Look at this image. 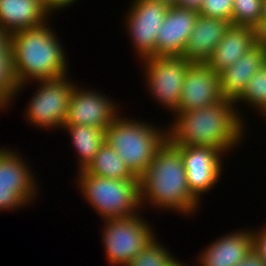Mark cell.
I'll use <instances>...</instances> for the list:
<instances>
[{
    "mask_svg": "<svg viewBox=\"0 0 266 266\" xmlns=\"http://www.w3.org/2000/svg\"><path fill=\"white\" fill-rule=\"evenodd\" d=\"M236 108L234 101L223 98L203 108L178 111L167 127V140L173 146L211 147L227 155L245 135L246 121Z\"/></svg>",
    "mask_w": 266,
    "mask_h": 266,
    "instance_id": "obj_1",
    "label": "cell"
},
{
    "mask_svg": "<svg viewBox=\"0 0 266 266\" xmlns=\"http://www.w3.org/2000/svg\"><path fill=\"white\" fill-rule=\"evenodd\" d=\"M139 192L143 211L145 203H148L159 210L169 209L189 217L201 207L202 200L188 186L180 149L168 140L156 151L152 162L139 178Z\"/></svg>",
    "mask_w": 266,
    "mask_h": 266,
    "instance_id": "obj_2",
    "label": "cell"
},
{
    "mask_svg": "<svg viewBox=\"0 0 266 266\" xmlns=\"http://www.w3.org/2000/svg\"><path fill=\"white\" fill-rule=\"evenodd\" d=\"M50 18L41 25L11 34L13 69L19 84L17 94L31 80L35 83L69 75L65 46L48 24Z\"/></svg>",
    "mask_w": 266,
    "mask_h": 266,
    "instance_id": "obj_3",
    "label": "cell"
},
{
    "mask_svg": "<svg viewBox=\"0 0 266 266\" xmlns=\"http://www.w3.org/2000/svg\"><path fill=\"white\" fill-rule=\"evenodd\" d=\"M122 116V117H121ZM119 115L105 129V142L112 147L138 179L167 140V128Z\"/></svg>",
    "mask_w": 266,
    "mask_h": 266,
    "instance_id": "obj_4",
    "label": "cell"
},
{
    "mask_svg": "<svg viewBox=\"0 0 266 266\" xmlns=\"http://www.w3.org/2000/svg\"><path fill=\"white\" fill-rule=\"evenodd\" d=\"M78 189L87 204L108 219L133 216L141 211L139 180L110 179L85 172H77Z\"/></svg>",
    "mask_w": 266,
    "mask_h": 266,
    "instance_id": "obj_5",
    "label": "cell"
},
{
    "mask_svg": "<svg viewBox=\"0 0 266 266\" xmlns=\"http://www.w3.org/2000/svg\"><path fill=\"white\" fill-rule=\"evenodd\" d=\"M102 245L108 264L127 266L155 237L154 229L141 213L130 217L104 220Z\"/></svg>",
    "mask_w": 266,
    "mask_h": 266,
    "instance_id": "obj_6",
    "label": "cell"
},
{
    "mask_svg": "<svg viewBox=\"0 0 266 266\" xmlns=\"http://www.w3.org/2000/svg\"><path fill=\"white\" fill-rule=\"evenodd\" d=\"M36 82L37 90L26 105V121L41 130L62 128L76 85L68 75Z\"/></svg>",
    "mask_w": 266,
    "mask_h": 266,
    "instance_id": "obj_7",
    "label": "cell"
},
{
    "mask_svg": "<svg viewBox=\"0 0 266 266\" xmlns=\"http://www.w3.org/2000/svg\"><path fill=\"white\" fill-rule=\"evenodd\" d=\"M140 62L145 68V84L149 94L175 115L179 111L186 70L192 62L182 56H155Z\"/></svg>",
    "mask_w": 266,
    "mask_h": 266,
    "instance_id": "obj_8",
    "label": "cell"
},
{
    "mask_svg": "<svg viewBox=\"0 0 266 266\" xmlns=\"http://www.w3.org/2000/svg\"><path fill=\"white\" fill-rule=\"evenodd\" d=\"M11 149V150H10ZM19 152L0 147V211L13 212L33 203L39 192L35 176ZM32 201V202H31ZM31 202V203H30Z\"/></svg>",
    "mask_w": 266,
    "mask_h": 266,
    "instance_id": "obj_9",
    "label": "cell"
},
{
    "mask_svg": "<svg viewBox=\"0 0 266 266\" xmlns=\"http://www.w3.org/2000/svg\"><path fill=\"white\" fill-rule=\"evenodd\" d=\"M123 21L138 60L155 57L156 38L168 5L157 0H133Z\"/></svg>",
    "mask_w": 266,
    "mask_h": 266,
    "instance_id": "obj_10",
    "label": "cell"
},
{
    "mask_svg": "<svg viewBox=\"0 0 266 266\" xmlns=\"http://www.w3.org/2000/svg\"><path fill=\"white\" fill-rule=\"evenodd\" d=\"M111 100L96 89H84L76 84L64 125H87L105 130L122 113L119 105Z\"/></svg>",
    "mask_w": 266,
    "mask_h": 266,
    "instance_id": "obj_11",
    "label": "cell"
},
{
    "mask_svg": "<svg viewBox=\"0 0 266 266\" xmlns=\"http://www.w3.org/2000/svg\"><path fill=\"white\" fill-rule=\"evenodd\" d=\"M177 147L183 156L190 191L200 200L218 184L224 156L211 147Z\"/></svg>",
    "mask_w": 266,
    "mask_h": 266,
    "instance_id": "obj_12",
    "label": "cell"
},
{
    "mask_svg": "<svg viewBox=\"0 0 266 266\" xmlns=\"http://www.w3.org/2000/svg\"><path fill=\"white\" fill-rule=\"evenodd\" d=\"M221 99L219 74L206 63H192L186 70L179 111L203 108Z\"/></svg>",
    "mask_w": 266,
    "mask_h": 266,
    "instance_id": "obj_13",
    "label": "cell"
},
{
    "mask_svg": "<svg viewBox=\"0 0 266 266\" xmlns=\"http://www.w3.org/2000/svg\"><path fill=\"white\" fill-rule=\"evenodd\" d=\"M199 12L169 6L156 38L155 56H182Z\"/></svg>",
    "mask_w": 266,
    "mask_h": 266,
    "instance_id": "obj_14",
    "label": "cell"
},
{
    "mask_svg": "<svg viewBox=\"0 0 266 266\" xmlns=\"http://www.w3.org/2000/svg\"><path fill=\"white\" fill-rule=\"evenodd\" d=\"M253 249L251 229L236 230L214 240L197 256L199 266H236Z\"/></svg>",
    "mask_w": 266,
    "mask_h": 266,
    "instance_id": "obj_15",
    "label": "cell"
},
{
    "mask_svg": "<svg viewBox=\"0 0 266 266\" xmlns=\"http://www.w3.org/2000/svg\"><path fill=\"white\" fill-rule=\"evenodd\" d=\"M231 25L224 19L199 15L182 57L192 63H206Z\"/></svg>",
    "mask_w": 266,
    "mask_h": 266,
    "instance_id": "obj_16",
    "label": "cell"
},
{
    "mask_svg": "<svg viewBox=\"0 0 266 266\" xmlns=\"http://www.w3.org/2000/svg\"><path fill=\"white\" fill-rule=\"evenodd\" d=\"M266 63V48L259 42L247 51L220 76V91L223 98L236 101L245 91L249 80Z\"/></svg>",
    "mask_w": 266,
    "mask_h": 266,
    "instance_id": "obj_17",
    "label": "cell"
},
{
    "mask_svg": "<svg viewBox=\"0 0 266 266\" xmlns=\"http://www.w3.org/2000/svg\"><path fill=\"white\" fill-rule=\"evenodd\" d=\"M257 43L256 29L231 25L206 64L214 72L220 74Z\"/></svg>",
    "mask_w": 266,
    "mask_h": 266,
    "instance_id": "obj_18",
    "label": "cell"
},
{
    "mask_svg": "<svg viewBox=\"0 0 266 266\" xmlns=\"http://www.w3.org/2000/svg\"><path fill=\"white\" fill-rule=\"evenodd\" d=\"M50 15L41 0H0V29L10 35L41 25Z\"/></svg>",
    "mask_w": 266,
    "mask_h": 266,
    "instance_id": "obj_19",
    "label": "cell"
},
{
    "mask_svg": "<svg viewBox=\"0 0 266 266\" xmlns=\"http://www.w3.org/2000/svg\"><path fill=\"white\" fill-rule=\"evenodd\" d=\"M78 155L77 172L84 170L105 143V130L87 125H63Z\"/></svg>",
    "mask_w": 266,
    "mask_h": 266,
    "instance_id": "obj_20",
    "label": "cell"
},
{
    "mask_svg": "<svg viewBox=\"0 0 266 266\" xmlns=\"http://www.w3.org/2000/svg\"><path fill=\"white\" fill-rule=\"evenodd\" d=\"M84 171L98 177L110 179L139 180L130 172L116 151L106 142Z\"/></svg>",
    "mask_w": 266,
    "mask_h": 266,
    "instance_id": "obj_21",
    "label": "cell"
},
{
    "mask_svg": "<svg viewBox=\"0 0 266 266\" xmlns=\"http://www.w3.org/2000/svg\"><path fill=\"white\" fill-rule=\"evenodd\" d=\"M18 82L13 69V54L10 47L0 57V110L11 106L17 96ZM15 97V98H14ZM11 103V104H10Z\"/></svg>",
    "mask_w": 266,
    "mask_h": 266,
    "instance_id": "obj_22",
    "label": "cell"
},
{
    "mask_svg": "<svg viewBox=\"0 0 266 266\" xmlns=\"http://www.w3.org/2000/svg\"><path fill=\"white\" fill-rule=\"evenodd\" d=\"M259 111L266 118V63L249 80L243 94L235 101V104L243 103Z\"/></svg>",
    "mask_w": 266,
    "mask_h": 266,
    "instance_id": "obj_23",
    "label": "cell"
},
{
    "mask_svg": "<svg viewBox=\"0 0 266 266\" xmlns=\"http://www.w3.org/2000/svg\"><path fill=\"white\" fill-rule=\"evenodd\" d=\"M263 0H233L232 25L258 30L261 27Z\"/></svg>",
    "mask_w": 266,
    "mask_h": 266,
    "instance_id": "obj_24",
    "label": "cell"
},
{
    "mask_svg": "<svg viewBox=\"0 0 266 266\" xmlns=\"http://www.w3.org/2000/svg\"><path fill=\"white\" fill-rule=\"evenodd\" d=\"M170 250L155 238L127 266H164L173 257Z\"/></svg>",
    "mask_w": 266,
    "mask_h": 266,
    "instance_id": "obj_25",
    "label": "cell"
},
{
    "mask_svg": "<svg viewBox=\"0 0 266 266\" xmlns=\"http://www.w3.org/2000/svg\"><path fill=\"white\" fill-rule=\"evenodd\" d=\"M233 0H203L199 14L204 17L224 19L232 24Z\"/></svg>",
    "mask_w": 266,
    "mask_h": 266,
    "instance_id": "obj_26",
    "label": "cell"
},
{
    "mask_svg": "<svg viewBox=\"0 0 266 266\" xmlns=\"http://www.w3.org/2000/svg\"><path fill=\"white\" fill-rule=\"evenodd\" d=\"M253 238V250L265 261L266 264V225L260 231L251 228Z\"/></svg>",
    "mask_w": 266,
    "mask_h": 266,
    "instance_id": "obj_27",
    "label": "cell"
},
{
    "mask_svg": "<svg viewBox=\"0 0 266 266\" xmlns=\"http://www.w3.org/2000/svg\"><path fill=\"white\" fill-rule=\"evenodd\" d=\"M45 9L53 14L56 11L65 9L66 7H70L69 5L74 4V2H78V0H41Z\"/></svg>",
    "mask_w": 266,
    "mask_h": 266,
    "instance_id": "obj_28",
    "label": "cell"
},
{
    "mask_svg": "<svg viewBox=\"0 0 266 266\" xmlns=\"http://www.w3.org/2000/svg\"><path fill=\"white\" fill-rule=\"evenodd\" d=\"M236 266H266L265 261L252 249V251Z\"/></svg>",
    "mask_w": 266,
    "mask_h": 266,
    "instance_id": "obj_29",
    "label": "cell"
},
{
    "mask_svg": "<svg viewBox=\"0 0 266 266\" xmlns=\"http://www.w3.org/2000/svg\"><path fill=\"white\" fill-rule=\"evenodd\" d=\"M258 42L266 48V0H263L261 27L257 30Z\"/></svg>",
    "mask_w": 266,
    "mask_h": 266,
    "instance_id": "obj_30",
    "label": "cell"
},
{
    "mask_svg": "<svg viewBox=\"0 0 266 266\" xmlns=\"http://www.w3.org/2000/svg\"><path fill=\"white\" fill-rule=\"evenodd\" d=\"M203 0H177V7L200 11Z\"/></svg>",
    "mask_w": 266,
    "mask_h": 266,
    "instance_id": "obj_31",
    "label": "cell"
},
{
    "mask_svg": "<svg viewBox=\"0 0 266 266\" xmlns=\"http://www.w3.org/2000/svg\"><path fill=\"white\" fill-rule=\"evenodd\" d=\"M11 47V35L0 29V57Z\"/></svg>",
    "mask_w": 266,
    "mask_h": 266,
    "instance_id": "obj_32",
    "label": "cell"
},
{
    "mask_svg": "<svg viewBox=\"0 0 266 266\" xmlns=\"http://www.w3.org/2000/svg\"><path fill=\"white\" fill-rule=\"evenodd\" d=\"M164 266H188L175 257H172Z\"/></svg>",
    "mask_w": 266,
    "mask_h": 266,
    "instance_id": "obj_33",
    "label": "cell"
},
{
    "mask_svg": "<svg viewBox=\"0 0 266 266\" xmlns=\"http://www.w3.org/2000/svg\"><path fill=\"white\" fill-rule=\"evenodd\" d=\"M161 3H164L168 6H175L177 4V0H157Z\"/></svg>",
    "mask_w": 266,
    "mask_h": 266,
    "instance_id": "obj_34",
    "label": "cell"
}]
</instances>
